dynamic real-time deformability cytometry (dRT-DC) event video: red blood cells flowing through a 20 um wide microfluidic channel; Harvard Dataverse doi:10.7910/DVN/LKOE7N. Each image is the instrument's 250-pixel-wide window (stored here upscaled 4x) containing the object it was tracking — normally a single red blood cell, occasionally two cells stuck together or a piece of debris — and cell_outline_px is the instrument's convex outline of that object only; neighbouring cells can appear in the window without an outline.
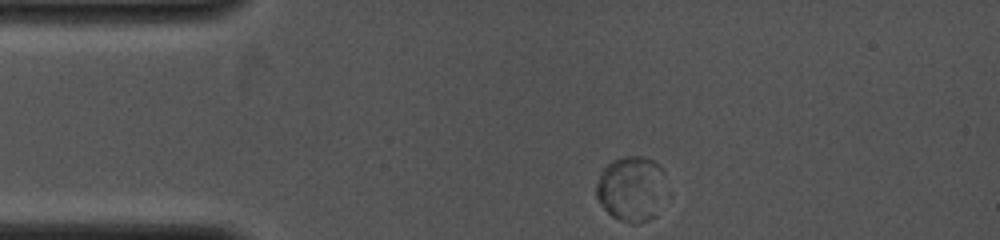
{"species": "common noctule bat (a hibernating species)", "species_latin": "Nyctalus noctula", "temperature_condition": "cold", "stored_images_in_passage": 1, "camera_frame_rate_fps": 4000, "um_per_image_px": 0.085, "animal": {"sex": "female", "body_mass_g": 19.0, "forearm_length_mm": 53.3}, "frame": {"image": 1, "passage_image": 1, "time_ms": 0.0, "image_size_px": [1000, 240], "cell_outline_px": [[664, 172], [656, 216], [648, 220], [636, 224], [620, 220], [612, 216], [600, 204], [596, 196], [596, 184], [600, 172], [612, 160], [624, 156], [644, 156], [660, 164]], "centroid_in_image_um": [53.6, 16.02], "position_along_channel_um": 31.4, "area_um2": 26.18}}